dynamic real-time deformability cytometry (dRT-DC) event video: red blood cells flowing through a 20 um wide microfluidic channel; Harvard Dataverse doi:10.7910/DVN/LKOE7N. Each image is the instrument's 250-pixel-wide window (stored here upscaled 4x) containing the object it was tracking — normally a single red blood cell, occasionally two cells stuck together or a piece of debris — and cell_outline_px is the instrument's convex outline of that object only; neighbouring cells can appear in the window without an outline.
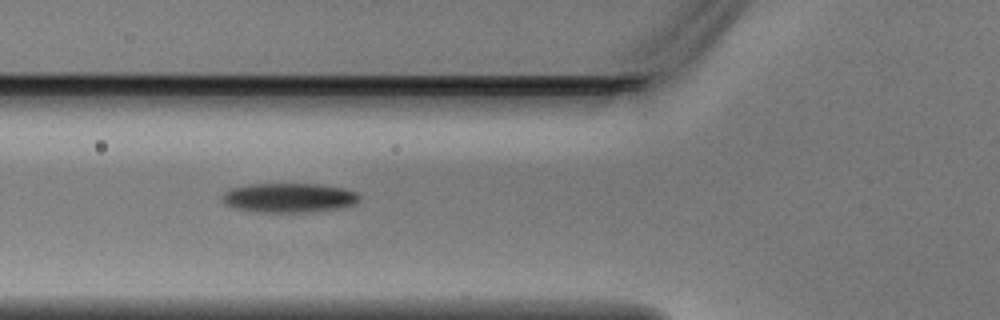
{"species": "Egyptian fruit bat (a non-hibernating species)", "species_latin": "Rousettus aegyptiacus", "temperature_condition": "warm", "stored_images_in_passage": 6, "camera_frame_rate_fps": 3000, "um_per_image_px": 0.085, "animal": {"sex": "male"}, "frame": {"image": 1, "passage_image": 5, "time_ms": 1.333, "image_size_px": [1000, 320], "cell_outline_px": [[360, 196], [356, 204], [340, 208], [308, 212], [252, 212], [236, 208], [224, 204], [224, 192], [232, 188], [252, 184], [316, 184], [340, 188], [356, 192]], "centroid_in_image_um": [24.56, 16.82], "position_along_channel_um": 101.2, "area_um2": 23.29}}
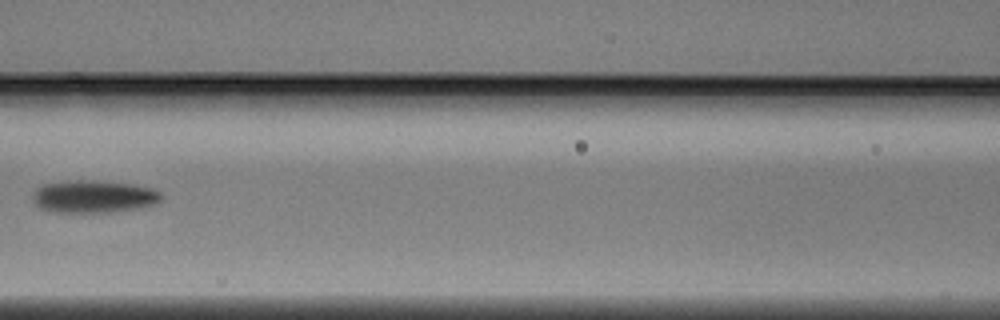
{"frame": {"image": 2, "passage_image": 6, "time_ms": 1.667, "image_size_px": [1000, 320], "cell_outline_px": [[164, 196], [156, 204], [136, 208], [112, 212], [52, 212], [40, 208], [36, 204], [32, 196], [36, 188], [44, 184], [60, 180], [92, 180], [136, 184], [152, 188], [160, 192]], "centroid_in_image_um": [7.96, 16.69], "position_along_channel_um": 158.6, "area_um2": 24.68}}